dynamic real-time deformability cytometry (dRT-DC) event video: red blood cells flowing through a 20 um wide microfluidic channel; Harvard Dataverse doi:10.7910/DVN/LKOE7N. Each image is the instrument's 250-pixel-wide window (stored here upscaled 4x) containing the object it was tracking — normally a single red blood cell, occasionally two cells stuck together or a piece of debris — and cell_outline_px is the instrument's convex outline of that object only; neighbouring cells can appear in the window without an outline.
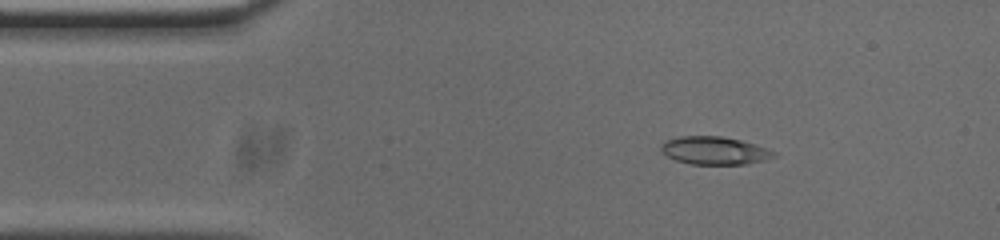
{"species": "common noctule bat (a hibernating species)", "species_latin": "Nyctalus noctula", "temperature_condition": "cold", "stored_images_in_passage": 54, "camera_frame_rate_fps": 3000, "um_per_image_px": 0.085, "animal": {"sex": "male", "body_mass_g": 20.0, "forearm_length_mm": 53.3}, "frame": {"image": 1, "passage_image": 8, "time_ms": 2.333, "image_size_px": [1000, 240], "cell_outline_px": [[776, 156], [764, 160], [748, 164], [692, 164], [676, 160], [660, 152], [660, 144], [664, 140], [680, 136], [720, 136], [740, 140], [756, 144], [776, 152]], "centroid_in_image_um": [60.7, 12.79], "position_along_channel_um": 24.3, "area_um2": 18.44}}
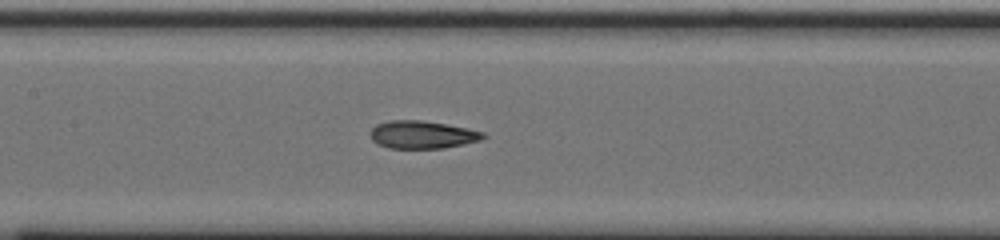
{"frame": {"image": 2, "passage_image": 24, "time_ms": 7.667, "image_size_px": [1000, 240], "cell_outline_px": [[488, 136], [480, 140], [464, 144], [444, 148], [388, 148], [372, 140], [372, 128], [376, 124], [388, 120], [420, 120], [468, 128], [484, 132]], "centroid_in_image_um": [35.93, 11.44], "position_along_channel_um": 171.5, "area_um2": 18.15}}
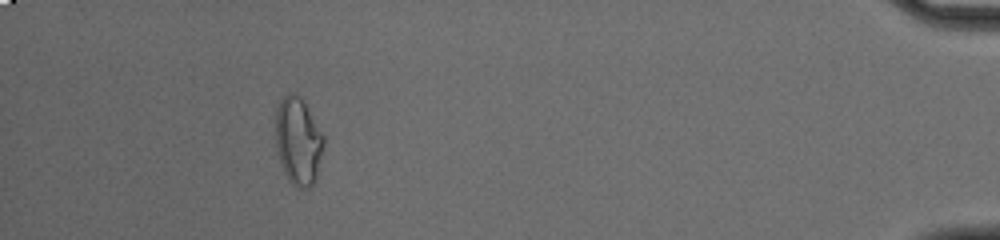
{"frame": {"image": 3, "passage_image": 49, "time_ms": 16.0, "image_size_px": [1000, 240], "cell_outline_px": [[324, 144], [316, 180], [308, 188], [296, 188], [288, 180], [284, 172], [280, 160], [276, 144], [276, 108], [280, 100], [288, 92], [296, 92], [304, 100], [324, 136]], "centroid_in_image_um": [25.35, 11.97], "position_along_channel_um": 409.8, "area_um2": 24.74}, "authors_computed_cell_mechanics": {"area_um2": 18.4671, "velocity_mm_per_s": 3.7117, "shape_relaxation_time_tau1_ms": 10.9908, "shape_relaxation_time_tau2_ms": 3.3809, "deformation_change_tau1": 0.2607, "deformation_change_tau2": 0.1071}}